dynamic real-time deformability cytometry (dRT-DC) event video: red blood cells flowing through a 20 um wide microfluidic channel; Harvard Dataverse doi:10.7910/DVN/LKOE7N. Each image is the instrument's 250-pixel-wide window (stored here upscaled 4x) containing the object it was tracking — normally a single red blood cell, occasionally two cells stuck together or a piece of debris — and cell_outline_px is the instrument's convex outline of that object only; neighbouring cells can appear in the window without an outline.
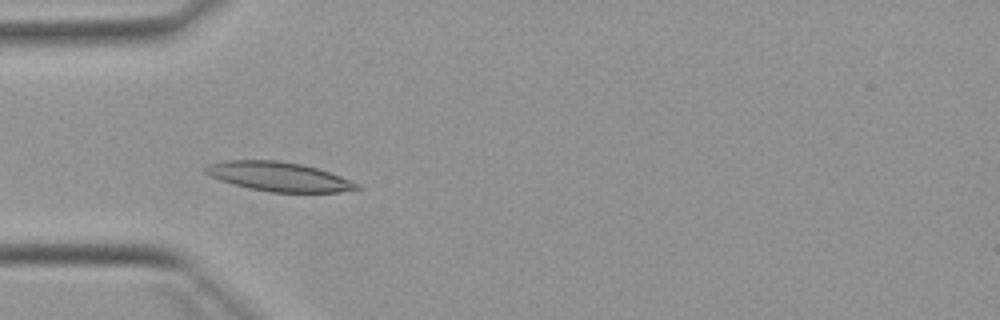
{"species": "Egyptian fruit bat (a non-hibernating species)", "species_latin": "Rousettus aegyptiacus", "temperature_condition": "warm", "stored_images_in_passage": 42, "camera_frame_rate_fps": 3000, "um_per_image_px": 0.085, "animal": {"sex": "female"}, "frame": {"image": 1, "passage_image": 6, "time_ms": 1.667, "image_size_px": [1000, 320], "cell_outline_px": [[364, 188], [340, 192], [268, 192], [248, 188], [232, 184], [220, 180], [204, 172], [204, 168], [208, 164], [228, 160], [276, 160], [300, 164], [316, 168], [340, 176], [360, 184]], "centroid_in_image_um": [23.7, 15.02], "position_along_channel_um": 61.3, "area_um2": 25.72}}
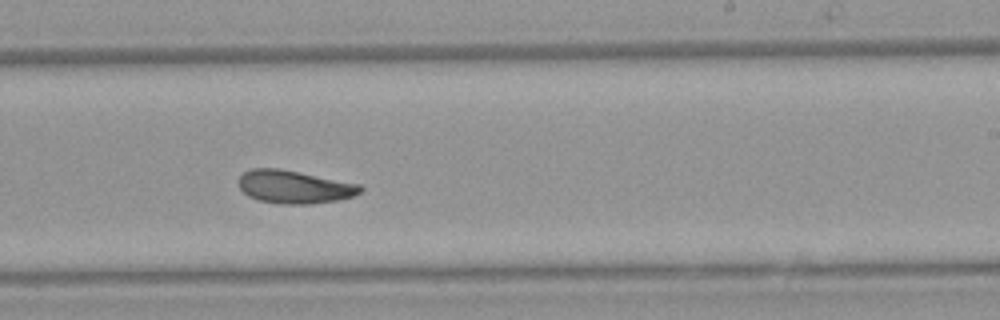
{"frame": {"image": 2, "passage_image": 22, "time_ms": 7.0, "image_size_px": [1000, 320], "cell_outline_px": [[364, 188], [360, 192], [352, 196], [336, 200], [308, 204], [280, 204], [256, 200], [248, 196], [236, 184], [236, 180], [244, 172], [252, 168], [280, 168], [360, 184]], "centroid_in_image_um": [24.96, 15.88], "position_along_channel_um": 264.0, "area_um2": 23.58}}
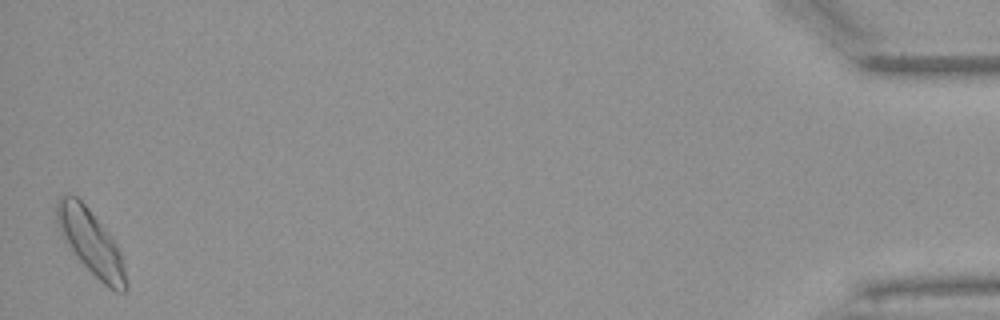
{"frame": {"image": 3, "passage_image": 42, "time_ms": 13.667, "image_size_px": [1000, 320], "cell_outline_px": [[128, 288], [124, 292], [116, 292], [108, 288], [80, 260], [60, 236], [56, 220], [56, 204], [60, 196], [76, 196], [88, 208], [112, 236], [120, 252], [128, 284]], "centroid_in_image_um": [7.73, 20.61], "position_along_channel_um": 427.5, "area_um2": 25.84}, "authors_computed_cell_mechanics": {"area_um2": 23.5824, "velocity_mm_per_s": 3.8488, "shape_relaxation_time_tau1_ms": 3.7182, "shape_relaxation_time_tau2_ms": 7.1316, "deformation_change_tau1": 0.1267, "deformation_change_tau2": 0.1009}}